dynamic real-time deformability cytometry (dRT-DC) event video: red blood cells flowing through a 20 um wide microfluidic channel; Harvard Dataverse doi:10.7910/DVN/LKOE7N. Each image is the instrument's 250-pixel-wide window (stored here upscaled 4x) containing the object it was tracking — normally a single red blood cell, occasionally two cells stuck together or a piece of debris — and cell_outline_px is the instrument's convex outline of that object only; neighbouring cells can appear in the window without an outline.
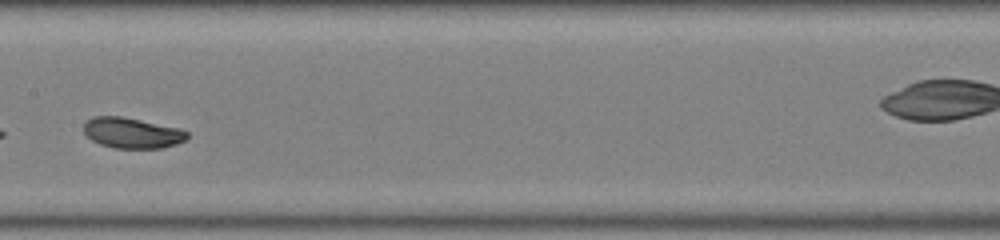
{"species": "common noctule bat (a hibernating species)", "species_latin": "Nyctalus noctula", "temperature_condition": "warm", "stored_images_in_passage": 36, "camera_frame_rate_fps": 3000, "um_per_image_px": 0.085, "animal": {"sex": "male", "body_mass_g": 19.0, "forearm_length_mm": 50.8}, "frame": {"image": 1, "passage_image": 16, "time_ms": 5.0, "image_size_px": [1000, 240], "cell_outline_px": [[188, 136], [184, 140], [176, 144], [164, 148], [112, 148], [100, 144], [92, 140], [84, 132], [84, 124], [92, 116], [120, 116], [180, 128], [188, 132]], "centroid_in_image_um": [11.22, 11.3], "position_along_channel_um": 196.2, "area_um2": 18.38}}
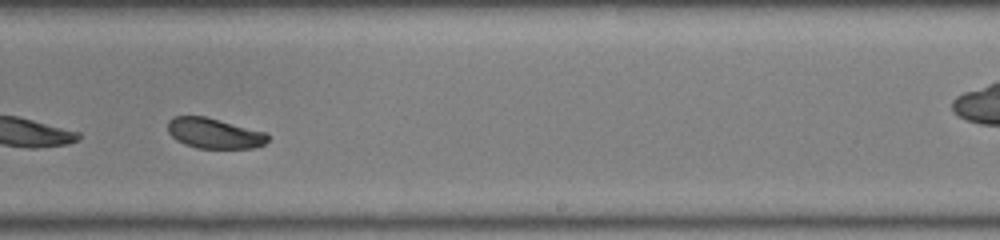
{"frame": {"image": 2, "passage_image": 21, "time_ms": 6.667, "image_size_px": [1000, 240], "cell_outline_px": [[268, 140], [264, 144], [252, 148], [196, 148], [184, 144], [176, 140], [168, 132], [168, 120], [172, 116], [204, 116], [268, 132]], "centroid_in_image_um": [18.2, 11.32], "position_along_channel_um": 270.8, "area_um2": 17.8}}